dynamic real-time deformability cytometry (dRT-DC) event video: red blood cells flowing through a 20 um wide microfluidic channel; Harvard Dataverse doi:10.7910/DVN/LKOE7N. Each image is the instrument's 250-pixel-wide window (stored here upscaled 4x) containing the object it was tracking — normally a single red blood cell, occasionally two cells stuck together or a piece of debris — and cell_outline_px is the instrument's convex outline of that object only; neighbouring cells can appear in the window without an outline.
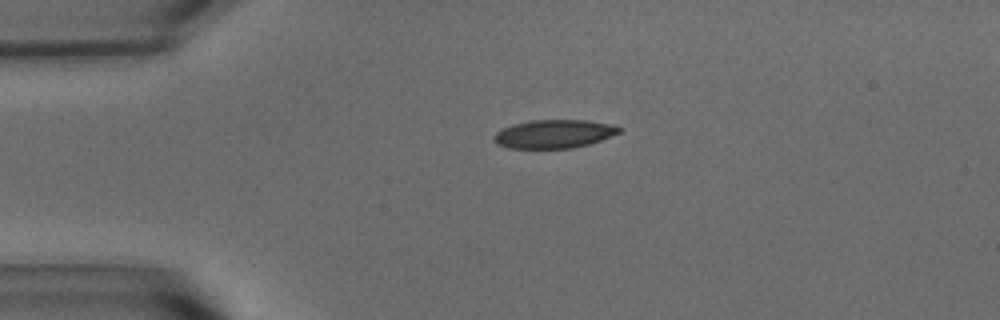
{"species": "common noctule bat (a hibernating species)", "species_latin": "Nyctalus noctula", "temperature_condition": "warm", "stored_images_in_passage": 44, "camera_frame_rate_fps": 3000, "um_per_image_px": 0.085, "animal": {"sex": "male", "body_mass_g": 15.6}, "frame": {"image": 1, "passage_image": 1, "time_ms": 0.0, "image_size_px": [1000, 320], "cell_outline_px": [[624, 128], [620, 132], [600, 140], [588, 144], [572, 148], [508, 148], [496, 144], [492, 140], [492, 136], [496, 132], [512, 124], [532, 120], [588, 120], [616, 124]], "centroid_in_image_um": [47.1, 11.37], "position_along_channel_um": 37.9, "area_um2": 20.98}}
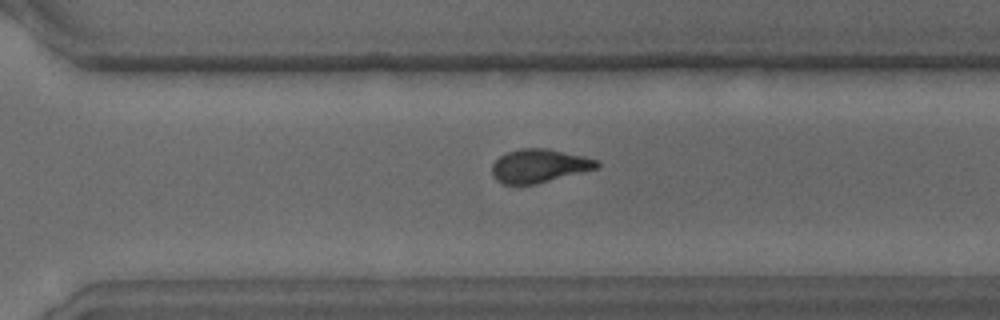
{"frame": {"image": 2, "passage_image": 27, "time_ms": 8.667, "image_size_px": [1000, 320], "cell_outline_px": [[600, 164], [596, 168], [536, 184], [504, 184], [496, 180], [492, 176], [492, 164], [500, 156], [508, 152], [520, 148], [548, 148], [584, 156], [600, 160]], "centroid_in_image_um": [45.82, 14.09], "position_along_channel_um": 324.8, "area_um2": 20.4}}
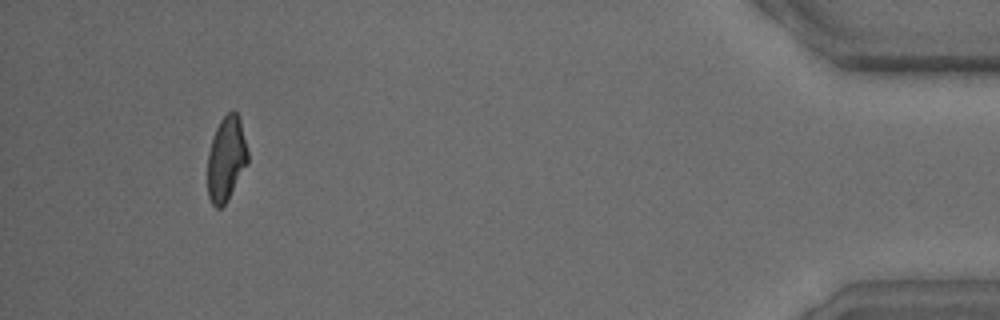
{"frame": {"image": 3, "passage_image": 40, "time_ms": 13.0, "image_size_px": [1000, 320], "cell_outline_px": [[248, 164], [224, 204], [220, 208], [216, 208], [212, 204], [208, 196], [208, 152], [216, 128], [220, 120], [232, 108], [236, 112], [240, 120], [248, 152]], "centroid_in_image_um": [19.23, 13.48], "position_along_channel_um": 416.0, "area_um2": 19.65}, "authors_computed_cell_mechanics": {"area_um2": 21.0103, "velocity_mm_per_s": 3.6669, "shape_relaxation_time_tau1_ms": 8.8466, "shape_relaxation_time_tau2_ms": 1.4369, "deformation_change_tau1": 0.227, "deformation_change_tau2": 0.0758}}